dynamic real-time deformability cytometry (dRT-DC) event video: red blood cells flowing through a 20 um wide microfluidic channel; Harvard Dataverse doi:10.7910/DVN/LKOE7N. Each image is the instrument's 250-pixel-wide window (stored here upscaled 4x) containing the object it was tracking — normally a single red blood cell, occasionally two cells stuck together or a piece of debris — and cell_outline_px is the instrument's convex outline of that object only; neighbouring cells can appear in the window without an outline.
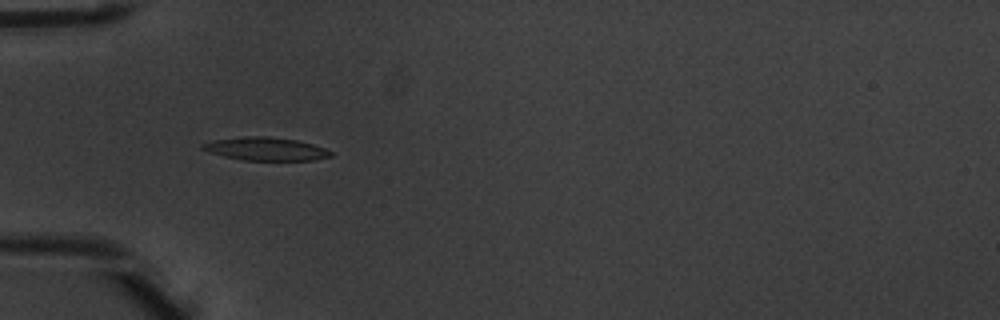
{"species": "common noctule bat (a hibernating species)", "species_latin": "Nyctalus noctula", "temperature_condition": "warm", "stored_images_in_passage": 5, "camera_frame_rate_fps": 3000, "um_per_image_px": 0.085, "animal": {"sex": "male", "body_mass_g": 20.1, "forearm_length_mm": 53.5}, "frame": {"image": 1, "passage_image": 4, "time_ms": 1.0, "image_size_px": [1000, 320], "cell_outline_px": [[332, 156], [316, 160], [244, 160], [224, 156], [208, 152], [200, 148], [200, 144], [212, 140], [244, 136], [268, 136], [296, 140], [312, 144], [324, 148], [332, 152]], "centroid_in_image_um": [22.55, 12.65], "position_along_channel_um": 62.4, "area_um2": 17.34}}